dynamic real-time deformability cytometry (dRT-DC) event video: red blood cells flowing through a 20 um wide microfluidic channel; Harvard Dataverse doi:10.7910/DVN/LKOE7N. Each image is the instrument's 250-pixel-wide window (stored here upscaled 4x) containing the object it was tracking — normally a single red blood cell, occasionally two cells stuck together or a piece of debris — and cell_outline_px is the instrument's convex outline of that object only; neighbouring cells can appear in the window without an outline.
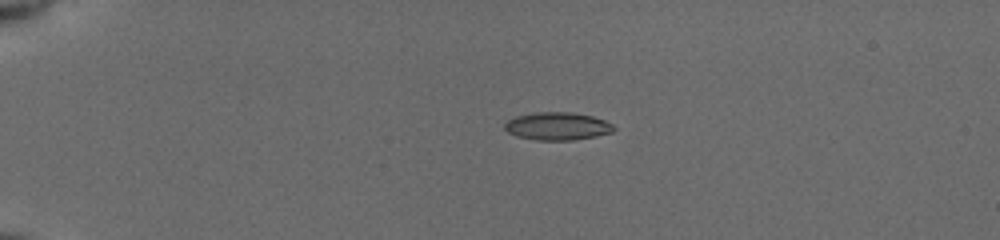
{"species": "common noctule bat (a hibernating species)", "species_latin": "Nyctalus noctula", "temperature_condition": "cold", "stored_images_in_passage": 42, "camera_frame_rate_fps": 3000, "um_per_image_px": 0.085, "animal": {"sex": "female", "body_mass_g": 19.5, "forearm_length_mm": 54.1}, "frame": {"image": 1, "passage_image": 1, "time_ms": 0.0, "image_size_px": [1000, 240], "cell_outline_px": [[616, 128], [612, 132], [596, 136], [572, 140], [536, 140], [516, 136], [508, 132], [504, 128], [504, 124], [508, 120], [516, 116], [536, 112], [572, 112], [592, 116], [604, 120], [612, 124]], "centroid_in_image_um": [47.37, 10.72], "position_along_channel_um": 37.6, "area_um2": 17.69}}
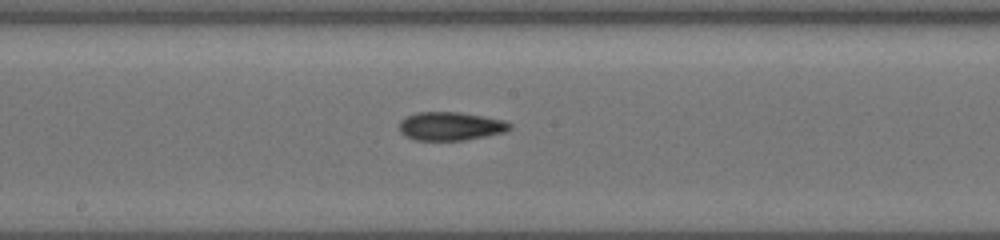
{"frame": {"image": 2, "passage_image": 19, "time_ms": 6.0, "image_size_px": [1000, 240], "cell_outline_px": [[512, 128], [504, 132], [464, 140], [416, 140], [404, 136], [400, 132], [400, 120], [408, 116], [420, 112], [456, 112], [504, 120], [512, 124]], "centroid_in_image_um": [38.28, 10.73], "position_along_channel_um": 209.9, "area_um2": 18.09}}
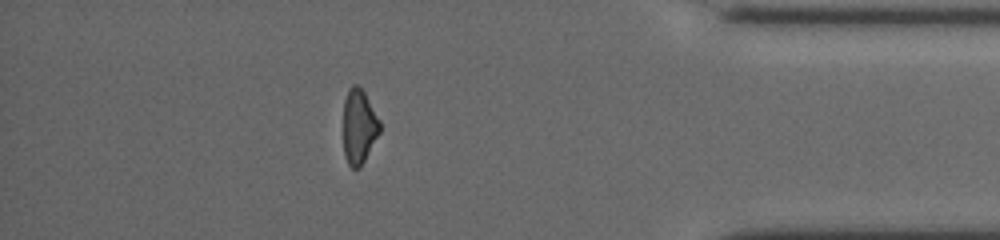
{"frame": {"image": 3, "passage_image": 36, "time_ms": 11.667, "image_size_px": [1000, 240], "cell_outline_px": [[380, 132], [360, 168], [352, 168], [348, 164], [344, 156], [344, 100], [348, 88], [352, 84], [356, 84], [364, 92], [380, 120]], "centroid_in_image_um": [30.51, 10.75], "position_along_channel_um": 404.7, "area_um2": 15.84}, "authors_computed_cell_mechanics": {"area_um2": 17.4556, "velocity_mm_per_s": 3.9378, "shape_relaxation_time_tau1_ms": 8.1889, "shape_relaxation_time_tau2_ms": 4.3075, "deformation_change_tau1": 0.2074, "deformation_change_tau2": 0.1199}}